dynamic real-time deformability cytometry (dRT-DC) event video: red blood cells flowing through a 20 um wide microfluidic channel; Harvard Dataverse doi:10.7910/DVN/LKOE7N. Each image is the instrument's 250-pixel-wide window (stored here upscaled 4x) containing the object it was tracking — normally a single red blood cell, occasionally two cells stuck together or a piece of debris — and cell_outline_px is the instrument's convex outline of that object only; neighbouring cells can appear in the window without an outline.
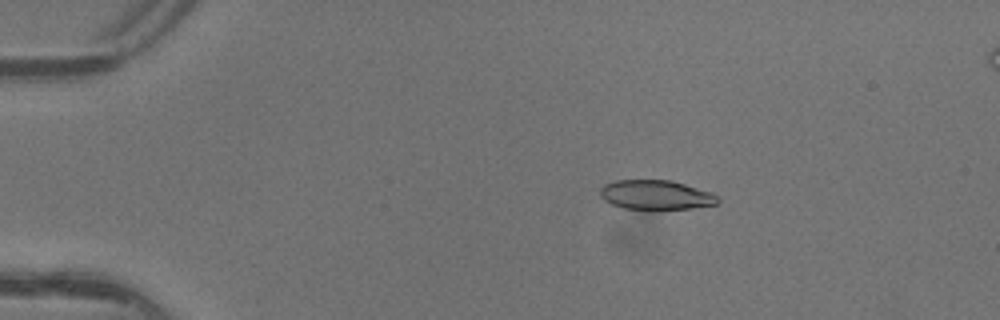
{"species": "common noctule bat (a hibernating species)", "species_latin": "Nyctalus noctula", "temperature_condition": "warm", "stored_images_in_passage": 6, "camera_frame_rate_fps": 3000, "um_per_image_px": 0.085, "animal": {"sex": "female"}, "frame": {"image": 1, "passage_image": 3, "time_ms": 0.667, "image_size_px": [1000, 320], "cell_outline_px": [[720, 200], [716, 204], [692, 208], [624, 208], [612, 204], [604, 200], [600, 196], [600, 188], [604, 184], [616, 180], [672, 180], [712, 192]], "centroid_in_image_um": [55.74, 16.54], "position_along_channel_um": 29.3, "area_um2": 19.94}}